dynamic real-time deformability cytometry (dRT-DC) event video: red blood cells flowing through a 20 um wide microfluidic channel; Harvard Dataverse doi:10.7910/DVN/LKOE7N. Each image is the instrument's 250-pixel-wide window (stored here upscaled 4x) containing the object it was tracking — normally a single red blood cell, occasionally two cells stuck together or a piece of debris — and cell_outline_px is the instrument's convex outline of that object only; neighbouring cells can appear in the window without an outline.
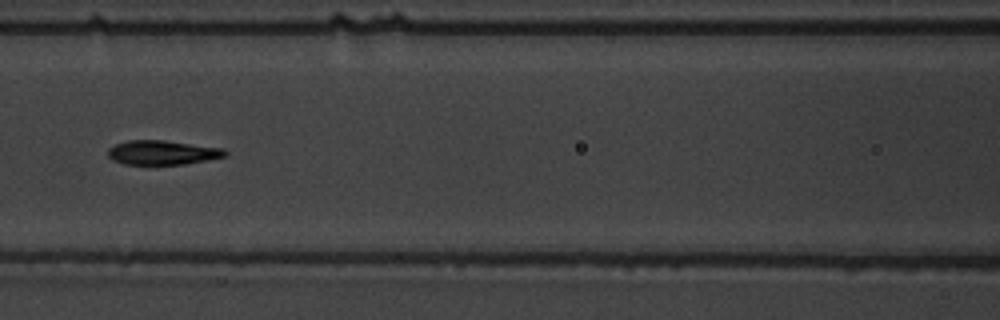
{"species": "common noctule bat (a hibernating species)", "species_latin": "Nyctalus noctula", "temperature_condition": "warm", "stored_images_in_passage": 3, "camera_frame_rate_fps": 3000, "um_per_image_px": 0.085, "animal": {"sex": "male", "body_mass_g": 19.5, "forearm_length_mm": 54.6}, "frame": {"image": 1, "passage_image": 3, "time_ms": 2.333, "image_size_px": [1000, 320], "cell_outline_px": [[228, 152], [224, 156], [208, 160], [184, 164], [124, 164], [112, 160], [108, 156], [108, 148], [116, 144], [128, 140], [164, 140], [224, 148]], "centroid_in_image_um": [13.8, 12.96], "position_along_channel_um": 152.8, "area_um2": 16.59}}